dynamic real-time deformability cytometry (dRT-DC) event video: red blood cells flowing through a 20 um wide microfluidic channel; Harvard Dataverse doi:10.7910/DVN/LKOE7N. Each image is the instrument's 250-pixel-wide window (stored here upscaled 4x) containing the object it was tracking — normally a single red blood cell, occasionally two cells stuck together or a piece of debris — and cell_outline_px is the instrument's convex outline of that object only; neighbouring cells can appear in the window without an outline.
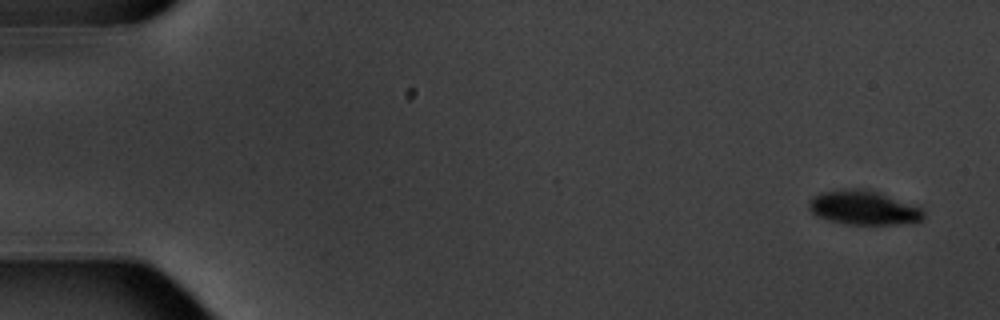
{"species": "common noctule bat (a hibernating species)", "species_latin": "Nyctalus noctula", "temperature_condition": "warm", "stored_images_in_passage": 11, "camera_frame_rate_fps": 3000, "um_per_image_px": 0.085, "animal": {"sex": "male", "body_mass_g": 20.1, "forearm_length_mm": 53.5}, "frame": {"image": 1, "passage_image": 1, "time_ms": 0.0, "image_size_px": [1000, 320], "cell_outline_px": [[924, 220], [900, 224], [848, 224], [828, 220], [816, 216], [808, 208], [808, 200], [820, 192], [848, 188], [860, 188], [876, 192], [920, 208], [924, 212]], "centroid_in_image_um": [73.33, 17.66], "position_along_channel_um": 11.7, "area_um2": 22.54}}
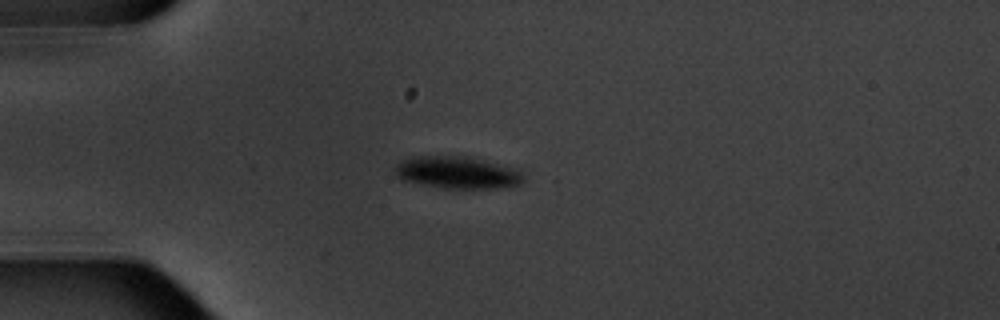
{"frame": {"image": 2, "passage_image": 4, "time_ms": 4.333, "image_size_px": [1000, 320], "cell_outline_px": [[524, 180], [520, 184], [500, 188], [444, 188], [400, 180], [396, 176], [392, 168], [396, 164], [404, 160], [420, 156], [460, 156], [496, 164], [512, 168], [520, 172], [524, 176]], "centroid_in_image_um": [38.8, 14.69], "position_along_channel_um": 46.2, "area_um2": 23.64}}